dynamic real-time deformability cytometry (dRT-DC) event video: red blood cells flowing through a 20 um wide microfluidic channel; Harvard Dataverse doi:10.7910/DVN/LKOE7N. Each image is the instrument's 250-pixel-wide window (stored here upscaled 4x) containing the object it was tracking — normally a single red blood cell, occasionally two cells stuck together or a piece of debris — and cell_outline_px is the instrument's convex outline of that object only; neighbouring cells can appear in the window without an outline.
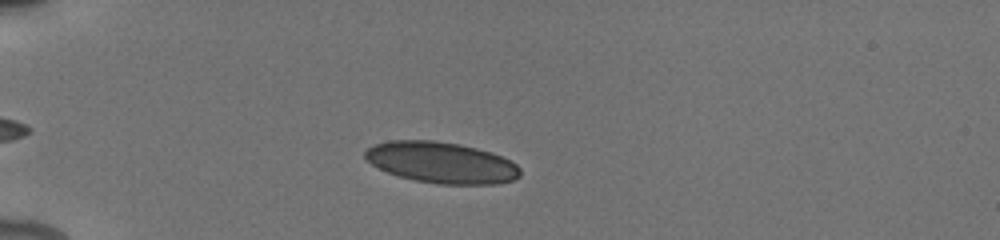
{"species": "human", "species_latin": "Homo sapiens", "temperature_condition": "cold", "stored_images_in_passage": 23, "camera_frame_rate_fps": 3000, "um_per_image_px": 0.085, "donor": {"sex": "male"}, "frame": {"image": 1, "passage_image": 5, "time_ms": 3.0, "image_size_px": [1000, 240], "cell_outline_px": [[520, 176], [512, 180], [496, 184], [440, 184], [416, 180], [400, 176], [388, 172], [372, 164], [364, 156], [364, 152], [368, 148], [376, 144], [388, 140], [432, 140], [460, 144], [492, 152], [516, 164], [520, 168]], "centroid_in_image_um": [37.53, 13.81], "position_along_channel_um": 47.5, "area_um2": 36.93}}
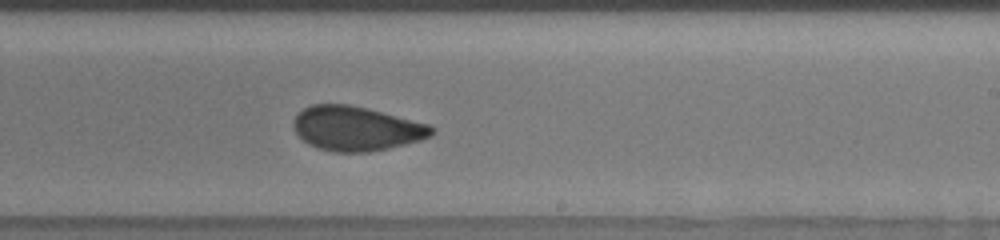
{"frame": {"image": 2, "passage_image": 18, "time_ms": 9.333, "image_size_px": [1000, 240], "cell_outline_px": [[436, 132], [432, 136], [420, 140], [388, 148], [368, 152], [332, 152], [316, 148], [308, 144], [296, 132], [292, 124], [296, 116], [304, 108], [312, 104], [348, 104], [368, 108], [428, 124], [436, 128]], "centroid_in_image_um": [30.3, 10.93], "position_along_channel_um": 258.7, "area_um2": 35.78}}
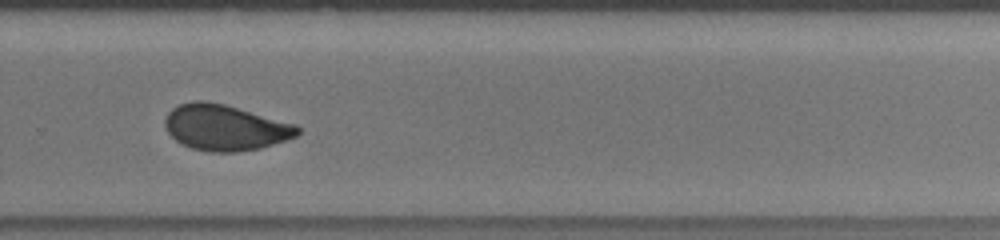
{"frame": {"image": 3, "passage_image": 21, "time_ms": 10.667, "image_size_px": [1000, 240], "cell_outline_px": [[300, 132], [296, 136], [288, 140], [260, 148], [236, 152], [208, 152], [192, 148], [176, 140], [168, 132], [164, 124], [164, 120], [168, 112], [172, 108], [180, 104], [192, 100], [208, 100], [224, 104], [296, 124], [300, 128]], "centroid_in_image_um": [19.14, 10.83], "position_along_channel_um": 310.7, "area_um2": 35.49}}